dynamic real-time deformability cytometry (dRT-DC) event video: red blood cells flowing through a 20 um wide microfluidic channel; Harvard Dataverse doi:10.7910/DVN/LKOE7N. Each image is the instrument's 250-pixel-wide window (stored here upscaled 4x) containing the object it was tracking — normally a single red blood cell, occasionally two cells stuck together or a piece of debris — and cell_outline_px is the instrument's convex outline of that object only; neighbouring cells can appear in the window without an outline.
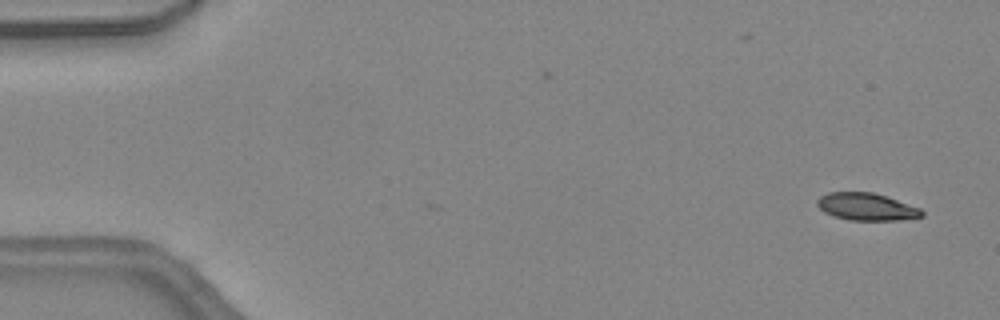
{"species": "common noctule bat (a hibernating species)", "species_latin": "Nyctalus noctula", "temperature_condition": "warm", "stored_images_in_passage": 45, "camera_frame_rate_fps": 3000, "um_per_image_px": 0.085, "animal": {"sex": "female", "body_mass_g": 24.6, "forearm_length_mm": 56.2}, "frame": {"image": 1, "passage_image": 2, "time_ms": 0.333, "image_size_px": [1000, 320], "cell_outline_px": [[924, 216], [896, 220], [848, 220], [824, 212], [816, 204], [816, 200], [820, 196], [828, 192], [872, 192], [920, 208], [924, 212]], "centroid_in_image_um": [73.62, 17.57], "position_along_channel_um": 11.4, "area_um2": 16.47}}
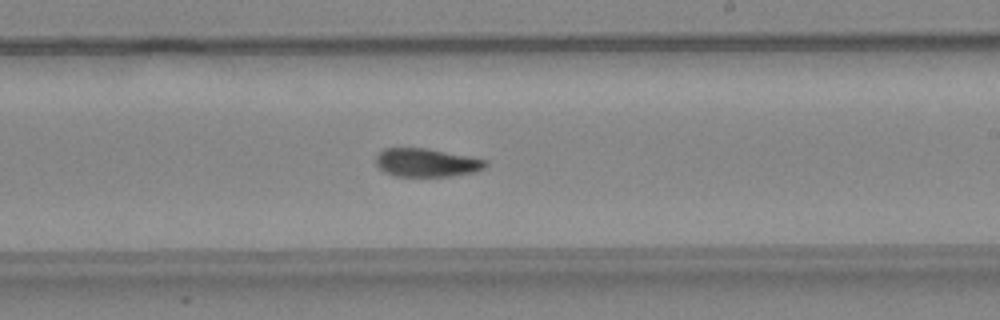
{"frame": {"image": 2, "passage_image": 27, "time_ms": 8.667, "image_size_px": [1000, 320], "cell_outline_px": [[488, 164], [484, 168], [476, 172], [452, 176], [396, 176], [384, 172], [376, 164], [376, 156], [384, 148], [428, 148], [488, 160]], "centroid_in_image_um": [36.28, 13.82], "position_along_channel_um": 252.7, "area_um2": 18.21}}
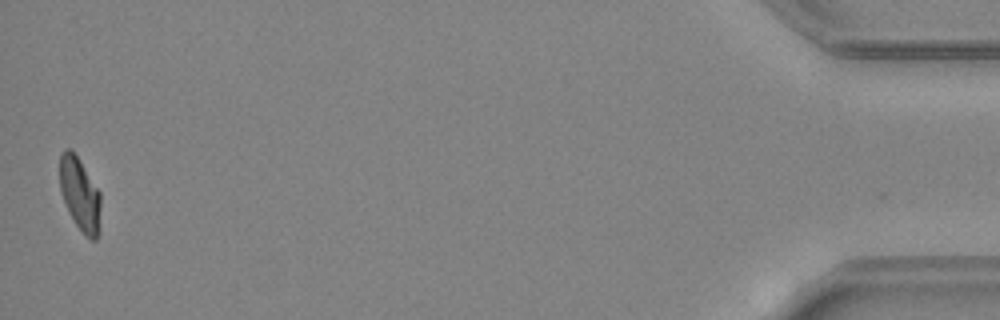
{"frame": {"image": 3, "passage_image": 45, "time_ms": 14.667, "image_size_px": [1000, 320], "cell_outline_px": [[100, 232], [96, 240], [92, 240], [84, 236], [68, 212], [60, 192], [60, 152], [64, 148], [72, 148], [100, 192]], "centroid_in_image_um": [6.79, 16.52], "position_along_channel_um": 428.4, "area_um2": 17.8}, "authors_computed_cell_mechanics": {"area_um2": 18.207, "velocity_mm_per_s": 4.5151, "shape_relaxation_time_tau1_ms": 6.8764, "shape_relaxation_time_tau2_ms": 4.7011, "deformation_change_tau1": 0.1989, "deformation_change_tau2": 0.1103}}